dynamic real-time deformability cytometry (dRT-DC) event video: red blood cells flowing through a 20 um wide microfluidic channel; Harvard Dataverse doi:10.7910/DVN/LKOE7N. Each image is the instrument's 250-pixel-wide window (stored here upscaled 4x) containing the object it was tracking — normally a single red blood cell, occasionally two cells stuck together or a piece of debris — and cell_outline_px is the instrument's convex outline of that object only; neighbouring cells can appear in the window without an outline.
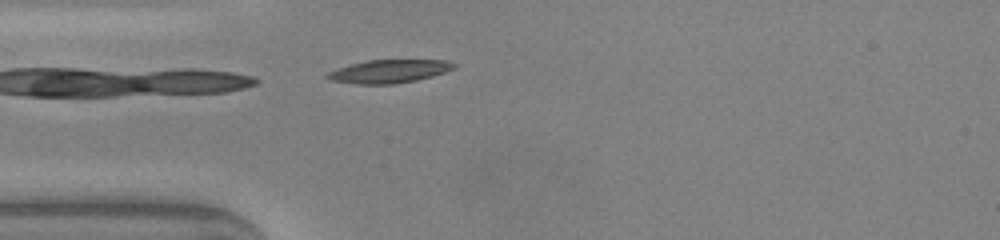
{"species": "common noctule bat (a hibernating species)", "species_latin": "Nyctalus noctula", "temperature_condition": "warm", "stored_images_in_passage": 9, "camera_frame_rate_fps": 3000, "um_per_image_px": 0.085, "animal": {"sex": "male", "body_mass_g": 20.0, "forearm_length_mm": 53.3}, "frame": {"image": 1, "passage_image": 9, "time_ms": 2.667, "image_size_px": [1000, 240], "cell_outline_px": [[460, 64], [456, 68], [432, 76], [416, 80], [392, 84], [356, 84], [332, 80], [324, 76], [328, 72], [336, 68], [368, 60], [448, 60]], "centroid_in_image_um": [33.12, 6.05], "position_along_channel_um": 51.9, "area_um2": 17.17}}